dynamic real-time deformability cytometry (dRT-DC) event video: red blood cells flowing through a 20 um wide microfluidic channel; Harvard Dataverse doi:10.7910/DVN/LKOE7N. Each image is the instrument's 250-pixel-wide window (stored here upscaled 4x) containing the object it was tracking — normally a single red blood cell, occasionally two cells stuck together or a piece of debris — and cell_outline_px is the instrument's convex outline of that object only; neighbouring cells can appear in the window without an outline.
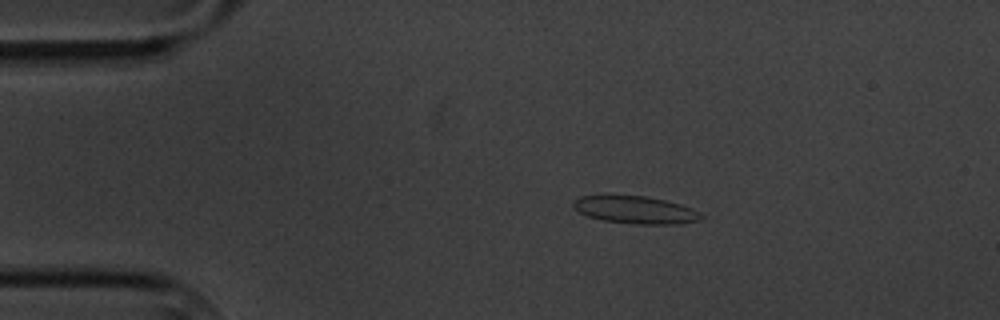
{"species": "common noctule bat (a hibernating species)", "species_latin": "Nyctalus noctula", "temperature_condition": "cold", "stored_images_in_passage": 4, "camera_frame_rate_fps": 3000, "um_per_image_px": 0.085, "animal": {"sex": "male", "body_mass_g": 20.1, "forearm_length_mm": 53.5}, "frame": {"image": 1, "passage_image": 2, "time_ms": 1.333, "image_size_px": [1000, 320], "cell_outline_px": [[704, 216], [700, 220], [676, 224], [636, 224], [604, 220], [588, 216], [580, 212], [572, 204], [572, 200], [580, 196], [644, 196], [664, 200], [680, 204], [692, 208], [700, 212]], "centroid_in_image_um": [54.04, 17.84], "position_along_channel_um": 31.0, "area_um2": 20.23}}